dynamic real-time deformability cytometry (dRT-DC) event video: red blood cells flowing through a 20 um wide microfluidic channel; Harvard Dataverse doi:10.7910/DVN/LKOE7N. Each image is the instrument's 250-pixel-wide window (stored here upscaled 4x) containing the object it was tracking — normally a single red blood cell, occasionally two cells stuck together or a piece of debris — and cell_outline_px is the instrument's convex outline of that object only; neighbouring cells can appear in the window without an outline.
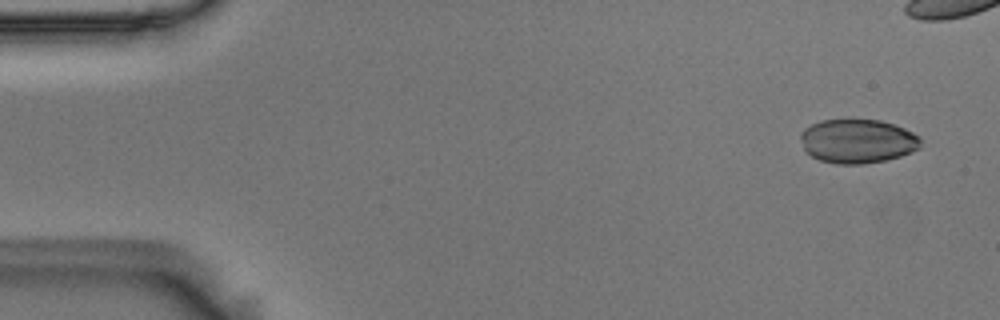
{"species": "Egyptian fruit bat (a non-hibernating species)", "species_latin": "Rousettus aegyptiacus", "temperature_condition": "room temperature", "stored_images_in_passage": 45, "camera_frame_rate_fps": 3000, "um_per_image_px": 0.085, "animal": {"sex": "male"}, "frame": {"image": 1, "passage_image": 3, "time_ms": 0.667, "image_size_px": [1000, 320], "cell_outline_px": [[920, 148], [900, 156], [884, 160], [864, 164], [836, 164], [820, 160], [804, 152], [800, 136], [800, 132], [804, 128], [820, 120], [848, 116], [880, 120], [904, 128], [920, 136]], "centroid_in_image_um": [72.84, 11.95], "position_along_channel_um": 12.2, "area_um2": 31.73}}
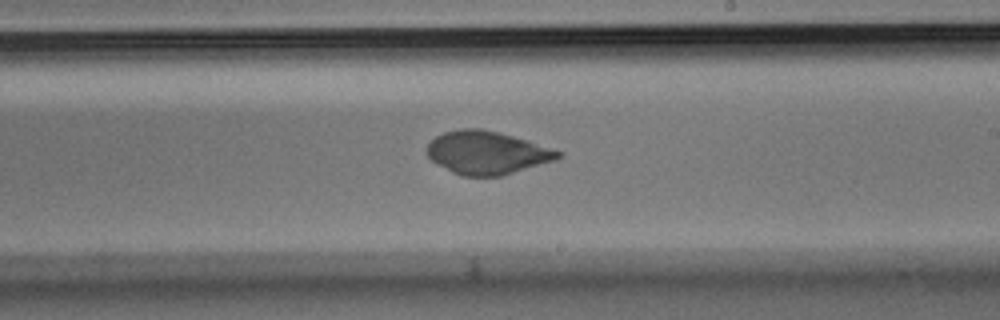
{"frame": {"image": 2, "passage_image": 32, "time_ms": 10.333, "image_size_px": [1000, 320], "cell_outline_px": [[564, 152], [556, 160], [500, 176], [460, 176], [436, 164], [428, 156], [428, 144], [436, 136], [444, 132], [460, 128], [480, 128], [528, 140]], "centroid_in_image_um": [41.39, 12.98], "position_along_channel_um": 247.6, "area_um2": 32.77}}
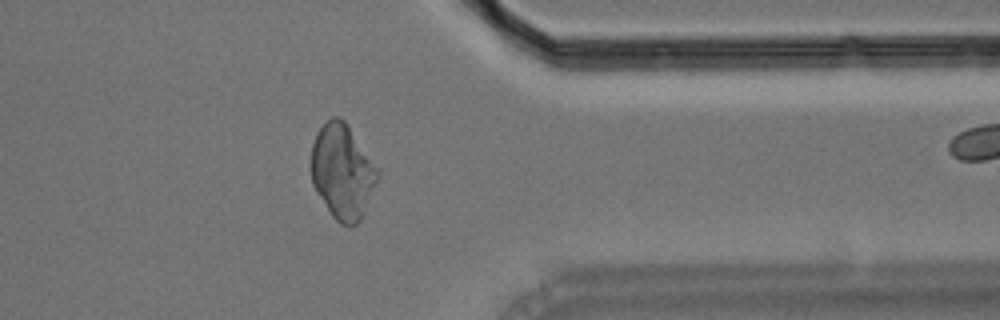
{"frame": {"image": 3, "passage_image": 44, "time_ms": 14.333, "image_size_px": [1000, 320], "cell_outline_px": [[380, 176], [360, 220], [356, 224], [340, 224], [332, 216], [316, 192], [312, 184], [312, 144], [316, 132], [332, 116], [340, 116], [348, 124], [380, 172]], "centroid_in_image_um": [29.11, 14.57], "position_along_channel_um": 382.3, "area_um2": 36.47}}